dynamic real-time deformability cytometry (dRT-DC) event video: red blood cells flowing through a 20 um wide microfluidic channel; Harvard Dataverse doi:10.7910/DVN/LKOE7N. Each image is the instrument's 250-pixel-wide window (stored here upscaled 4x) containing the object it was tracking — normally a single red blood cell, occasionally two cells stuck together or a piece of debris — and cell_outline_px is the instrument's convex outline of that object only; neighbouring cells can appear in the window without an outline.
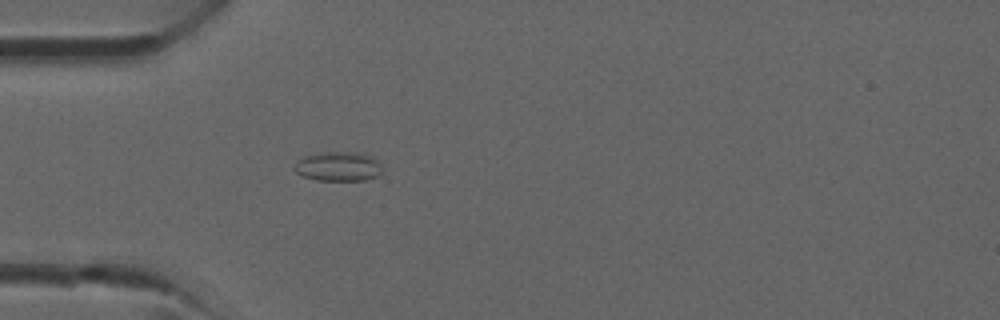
{"species": "common noctule bat (a hibernating species)", "species_latin": "Nyctalus noctula", "temperature_condition": "room temperature", "stored_images_in_passage": 32, "camera_frame_rate_fps": 3000, "um_per_image_px": 0.085, "animal": {"sex": "male", "forearm_length_mm": 52.5}, "frame": {"image": 1, "passage_image": 5, "time_ms": 1.333, "image_size_px": [1000, 320], "cell_outline_px": [[380, 172], [376, 176], [364, 180], [316, 180], [304, 176], [296, 172], [292, 168], [304, 156], [320, 152], [360, 152], [372, 156], [380, 164]], "centroid_in_image_um": [28.74, 14.13], "position_along_channel_um": 56.3, "area_um2": 14.91}}
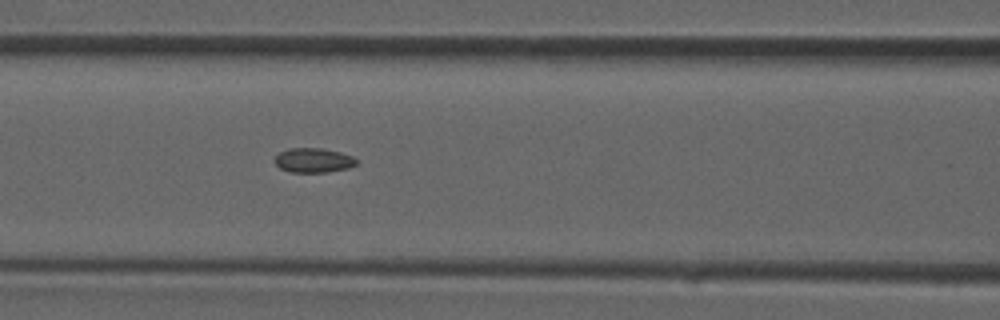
{"frame": {"image": 2, "passage_image": 10, "time_ms": 3.0, "image_size_px": [1000, 320], "cell_outline_px": [[356, 164], [348, 168], [328, 172], [292, 172], [280, 168], [272, 160], [280, 152], [288, 148], [320, 148], [340, 152], [352, 156], [356, 160]], "centroid_in_image_um": [26.61, 13.62], "position_along_channel_um": 140.0, "area_um2": 11.62}}
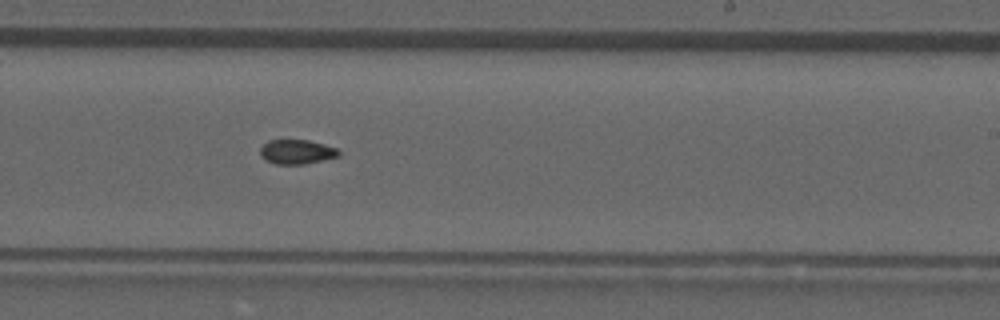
{"frame": {"image": 3, "passage_image": 17, "time_ms": 5.333, "image_size_px": [1000, 320], "cell_outline_px": [[340, 156], [304, 164], [276, 164], [260, 156], [260, 148], [268, 140], [308, 140], [324, 144], [336, 148], [340, 152]], "centroid_in_image_um": [25.23, 12.9], "position_along_channel_um": 263.8, "area_um2": 11.1}}